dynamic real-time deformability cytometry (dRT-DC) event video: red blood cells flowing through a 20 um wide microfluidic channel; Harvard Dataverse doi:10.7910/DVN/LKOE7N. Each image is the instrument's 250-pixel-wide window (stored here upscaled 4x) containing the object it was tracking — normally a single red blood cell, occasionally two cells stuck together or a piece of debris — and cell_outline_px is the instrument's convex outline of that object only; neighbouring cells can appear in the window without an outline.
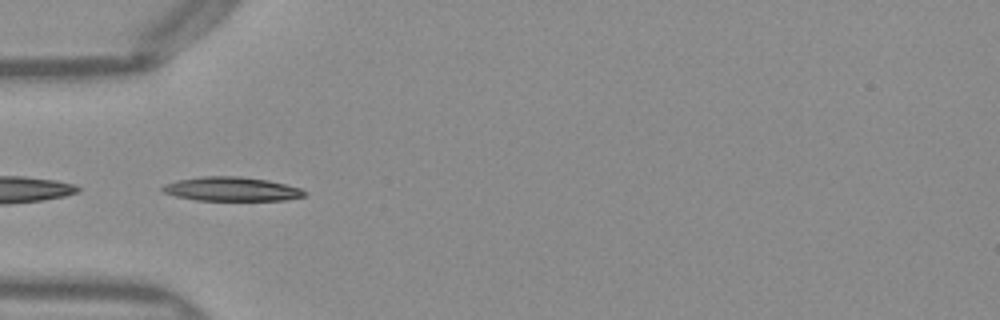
{"species": "Egyptian fruit bat (a non-hibernating species)", "species_latin": "Rousettus aegyptiacus", "temperature_condition": "warm", "stored_images_in_passage": 40, "camera_frame_rate_fps": 3000, "um_per_image_px": 0.085, "frame": {"image": 1, "passage_image": 6, "time_ms": 1.667, "image_size_px": [1000, 320], "cell_outline_px": [[308, 192], [304, 196], [284, 200], [196, 200], [176, 196], [164, 192], [160, 188], [164, 184], [180, 180], [204, 176], [240, 176], [268, 180], [300, 188]], "centroid_in_image_um": [19.69, 16.07], "position_along_channel_um": 65.3, "area_um2": 19.71}}
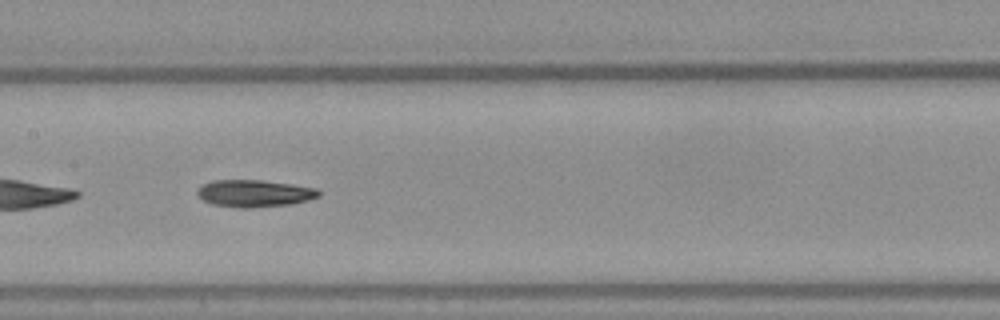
{"frame": {"image": 2, "passage_image": 15, "time_ms": 4.667, "image_size_px": [1000, 320], "cell_outline_px": [[320, 196], [308, 200], [292, 204], [248, 208], [240, 208], [212, 204], [204, 200], [196, 192], [204, 184], [212, 180], [260, 180], [316, 188], [320, 192]], "centroid_in_image_um": [21.63, 16.44], "position_along_channel_um": 185.8, "area_um2": 18.96}}
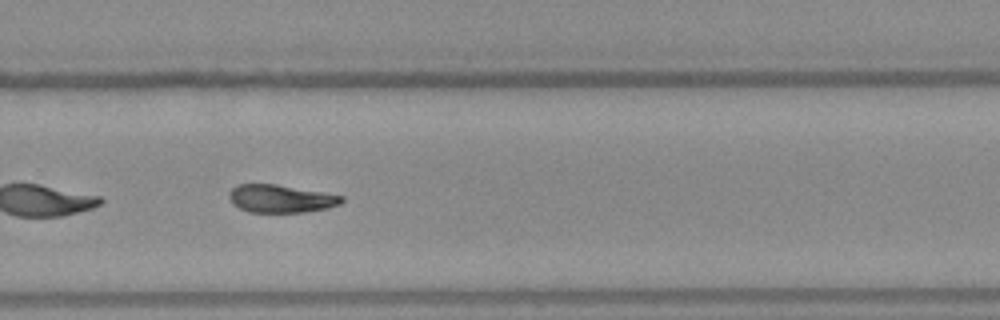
{"frame": {"image": 3, "passage_image": 24, "time_ms": 7.667, "image_size_px": [1000, 320], "cell_outline_px": [[344, 200], [340, 204], [328, 208], [304, 212], [248, 212], [232, 204], [228, 196], [232, 188], [240, 184], [276, 184], [324, 192], [344, 196]], "centroid_in_image_um": [23.88, 16.88], "position_along_channel_um": 305.9, "area_um2": 18.32}, "authors_computed_cell_mechanics": {"area_um2": 18.9584, "velocity_mm_per_s": 4.0178, "shape_relaxation_time_tau1_ms": null, "shape_relaxation_time_tau2_ms": 9.9285, "deformation_change_tau1": null, "deformation_change_tau2": 0.1815}}